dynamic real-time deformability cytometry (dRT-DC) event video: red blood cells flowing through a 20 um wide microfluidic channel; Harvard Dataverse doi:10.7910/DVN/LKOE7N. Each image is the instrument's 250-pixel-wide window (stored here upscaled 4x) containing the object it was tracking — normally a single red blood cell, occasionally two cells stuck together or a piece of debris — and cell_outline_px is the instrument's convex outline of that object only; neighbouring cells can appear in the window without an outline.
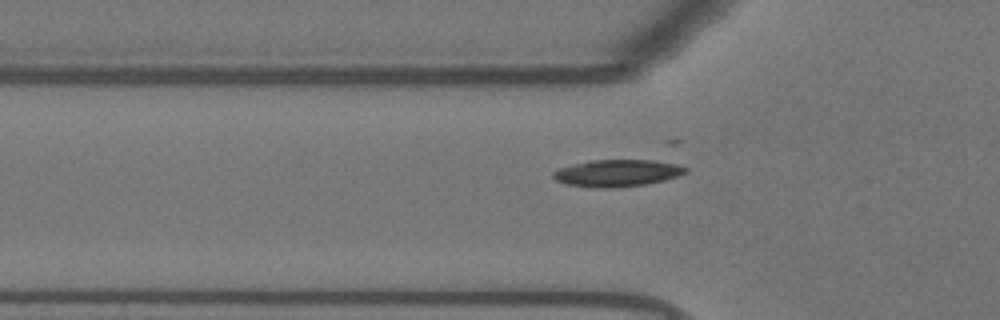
{"species": "Egyptian fruit bat (a non-hibernating species)", "species_latin": "Rousettus aegyptiacus", "temperature_condition": "warm", "stored_images_in_passage": 31, "camera_frame_rate_fps": 3000, "um_per_image_px": 0.085, "animal": {"sex": "female"}, "frame": {"image": 1, "passage_image": 6, "time_ms": 1.667, "image_size_px": [1000, 320], "cell_outline_px": [[688, 172], [664, 180], [644, 184], [612, 188], [600, 188], [568, 184], [556, 180], [552, 176], [552, 172], [560, 168], [592, 160], [668, 160], [688, 168]], "centroid_in_image_um": [52.54, 14.69], "position_along_channel_um": 73.3, "area_um2": 20.75}}
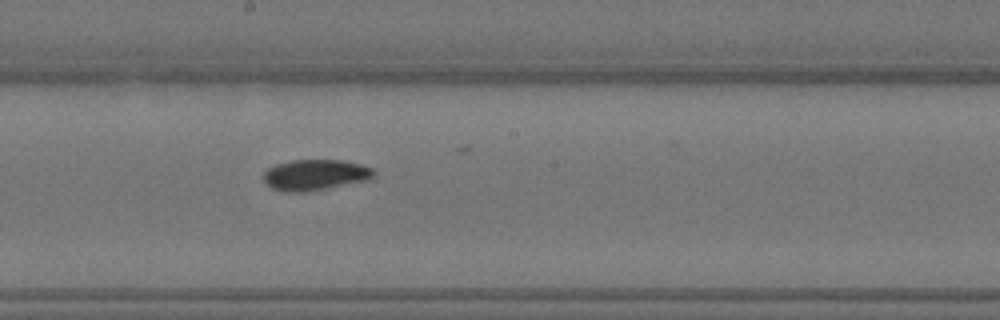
{"frame": {"image": 2, "passage_image": 18, "time_ms": 5.667, "image_size_px": [1000, 320], "cell_outline_px": [[376, 176], [368, 180], [308, 192], [288, 192], [272, 188], [264, 180], [264, 172], [268, 168], [276, 164], [292, 160], [344, 160], [360, 164], [372, 168], [376, 172]], "centroid_in_image_um": [26.83, 14.86], "position_along_channel_um": 221.4, "area_um2": 19.88}}
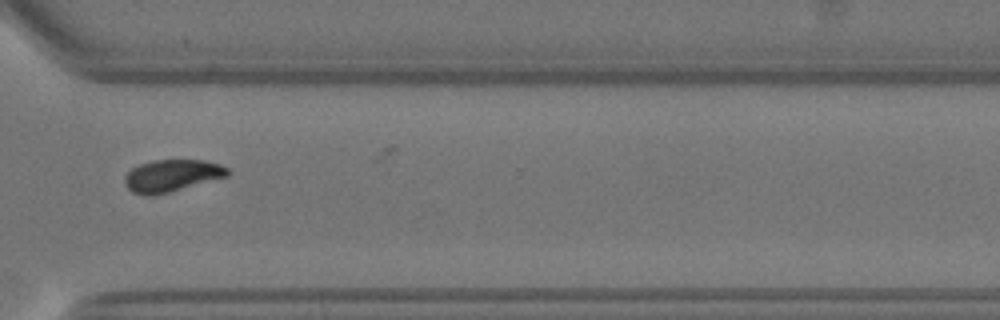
{"frame": {"image": 3, "passage_image": 29, "time_ms": 9.333, "image_size_px": [1000, 320], "cell_outline_px": [[228, 176], [168, 192], [152, 196], [144, 196], [132, 192], [124, 184], [124, 176], [132, 168], [140, 164], [152, 160], [204, 160], [220, 164], [228, 168]], "centroid_in_image_um": [14.57, 14.93], "position_along_channel_um": 356.0, "area_um2": 19.19}}